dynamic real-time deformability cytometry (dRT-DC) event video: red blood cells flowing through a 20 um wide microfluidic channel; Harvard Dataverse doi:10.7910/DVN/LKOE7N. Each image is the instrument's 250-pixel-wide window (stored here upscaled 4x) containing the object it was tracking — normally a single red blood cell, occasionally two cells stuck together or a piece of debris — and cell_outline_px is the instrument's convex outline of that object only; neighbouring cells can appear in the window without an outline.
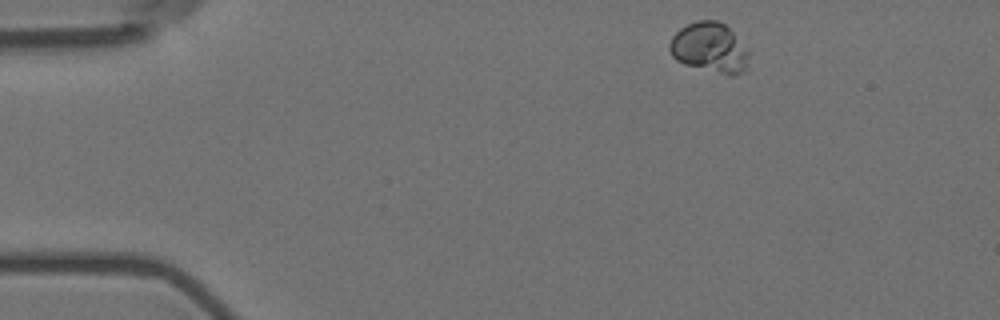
{"species": "Egyptian fruit bat (a non-hibernating species)", "species_latin": "Rousettus aegyptiacus", "temperature_condition": "room temperature", "stored_images_in_passage": 5, "camera_frame_rate_fps": 3000, "um_per_image_px": 0.085, "animal": {"sex": "female"}, "frame": {"image": 1, "passage_image": 1, "time_ms": 0.0, "image_size_px": [1000, 320], "cell_outline_px": [[752, 52], [744, 72], [736, 76], [728, 76], [684, 64], [676, 60], [672, 56], [668, 48], [668, 44], [672, 36], [680, 28], [696, 20], [716, 20], [724, 24]], "centroid_in_image_um": [60.35, 4.08], "position_along_channel_um": 24.7, "area_um2": 23.64}}